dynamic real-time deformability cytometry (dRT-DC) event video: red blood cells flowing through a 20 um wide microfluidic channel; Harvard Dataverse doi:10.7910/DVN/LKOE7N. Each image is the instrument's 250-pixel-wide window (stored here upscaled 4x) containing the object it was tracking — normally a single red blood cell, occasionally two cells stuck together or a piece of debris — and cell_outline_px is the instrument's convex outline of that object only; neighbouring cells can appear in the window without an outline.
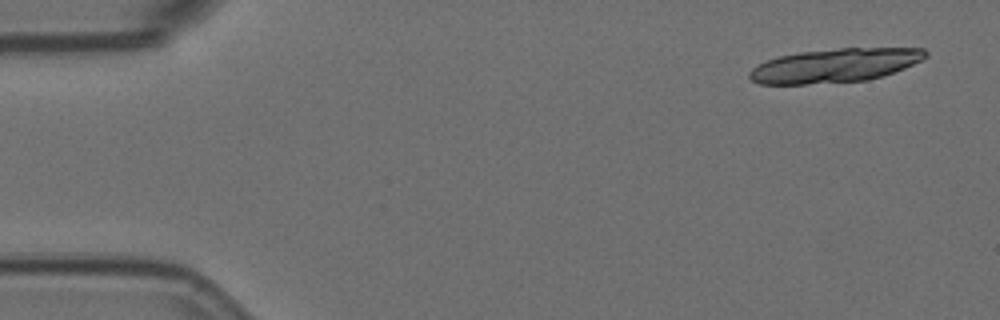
{"species": "Egyptian fruit bat (a non-hibernating species)", "species_latin": "Rousettus aegyptiacus", "temperature_condition": "room temperature", "stored_images_in_passage": 3, "segment_of_instrument_passage": [1, 2], "camera_frame_rate_fps": 3000, "um_per_image_px": 0.085, "animal": {"sex": "female"}, "frame": {"image": 1, "passage_image": 1, "time_ms": 0.0, "image_size_px": [1000, 320], "cell_outline_px": [[928, 56], [904, 68], [868, 80], [804, 84], [760, 84], [752, 80], [748, 76], [748, 72], [752, 68], [768, 60], [780, 56], [800, 52], [840, 48], [924, 48], [928, 52]], "centroid_in_image_um": [70.96, 5.56], "position_along_channel_um": 14.0, "area_um2": 34.33}}